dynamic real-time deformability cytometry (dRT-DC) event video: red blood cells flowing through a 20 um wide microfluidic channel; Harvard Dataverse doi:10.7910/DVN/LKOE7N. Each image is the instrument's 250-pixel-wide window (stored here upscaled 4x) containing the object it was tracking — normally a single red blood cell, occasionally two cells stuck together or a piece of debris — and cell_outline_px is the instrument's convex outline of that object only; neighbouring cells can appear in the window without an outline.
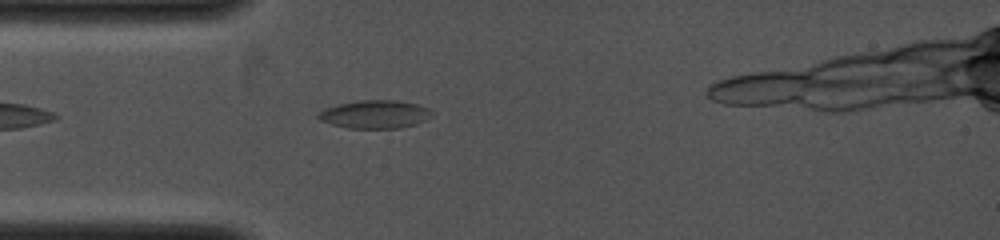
{"species": "common noctule bat (a hibernating species)", "species_latin": "Nyctalus noctula", "temperature_condition": "cold", "stored_images_in_passage": 3, "camera_frame_rate_fps": 4000, "um_per_image_px": 0.085, "animal": {"sex": "female", "body_mass_g": 19.0, "forearm_length_mm": 53.3}, "frame": {"image": 1, "passage_image": 3, "time_ms": 1.0, "image_size_px": [1000, 240], "cell_outline_px": [[432, 116], [416, 124], [400, 128], [348, 128], [332, 124], [320, 120], [316, 116], [324, 108], [340, 104], [360, 100], [396, 100], [416, 104], [428, 108], [432, 112]], "centroid_in_image_um": [31.87, 9.72], "position_along_channel_um": 53.1, "area_um2": 18.5}}